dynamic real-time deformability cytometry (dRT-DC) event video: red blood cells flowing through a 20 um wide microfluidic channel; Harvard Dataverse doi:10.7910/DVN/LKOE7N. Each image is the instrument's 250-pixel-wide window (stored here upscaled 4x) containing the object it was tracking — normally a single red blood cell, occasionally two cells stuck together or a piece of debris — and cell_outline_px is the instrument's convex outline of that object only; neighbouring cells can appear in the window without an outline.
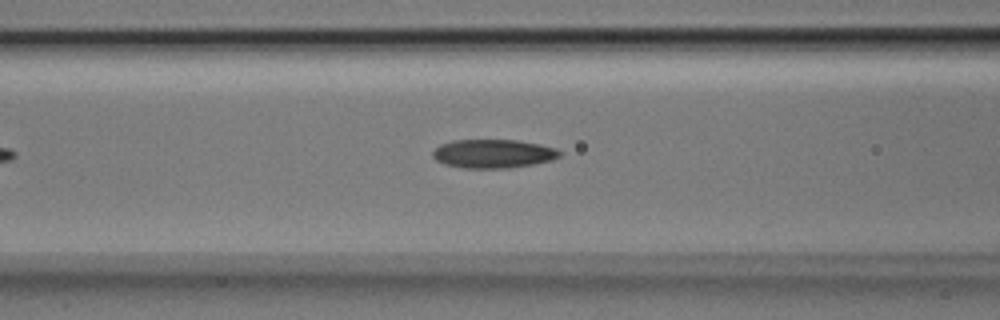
{"species": "Egyptian fruit bat (a non-hibernating species)", "species_latin": "Rousettus aegyptiacus", "temperature_condition": "room temperature", "stored_images_in_passage": 33, "camera_frame_rate_fps": 3000, "um_per_image_px": 0.085, "animal": {"sex": "male"}, "frame": {"image": 1, "passage_image": 12, "time_ms": 3.667, "image_size_px": [1000, 320], "cell_outline_px": [[560, 156], [552, 160], [532, 164], [508, 168], [464, 168], [444, 164], [436, 160], [432, 156], [432, 152], [440, 144], [452, 140], [516, 140], [540, 144], [556, 148], [560, 152]], "centroid_in_image_um": [41.9, 13.06], "position_along_channel_um": 124.7, "area_um2": 21.21}}
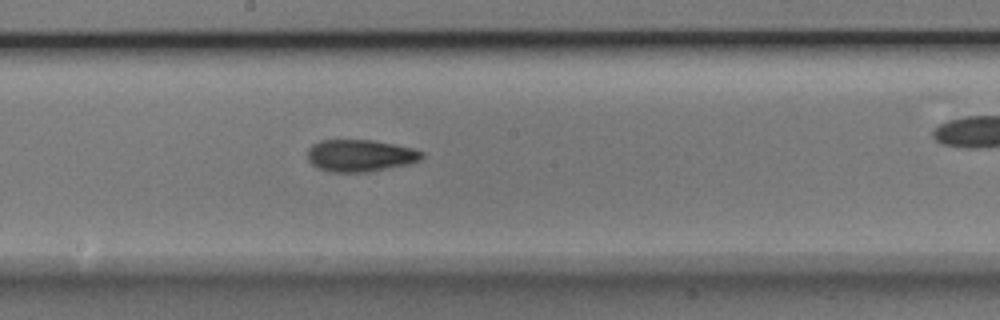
{"frame": {"image": 2, "passage_image": 19, "time_ms": 6.0, "image_size_px": [1000, 320], "cell_outline_px": [[424, 156], [420, 160], [408, 164], [368, 172], [328, 172], [316, 168], [308, 160], [308, 148], [312, 144], [320, 140], [372, 140], [396, 144], [412, 148], [424, 152]], "centroid_in_image_um": [30.6, 13.22], "position_along_channel_um": 217.6, "area_um2": 21.56}}
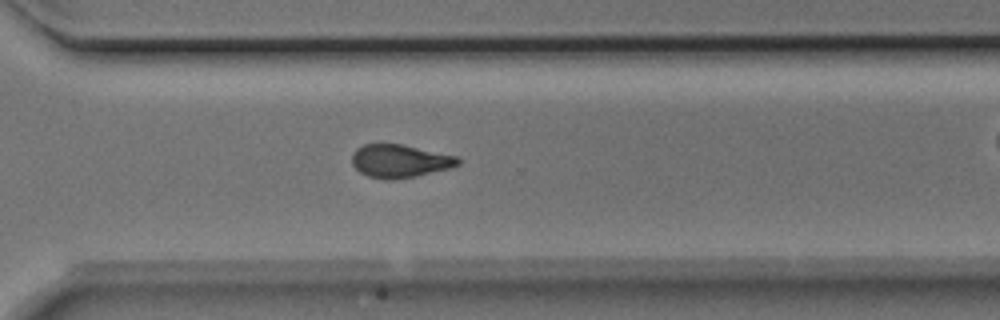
{"frame": {"image": 3, "passage_image": 28, "time_ms": 9.0, "image_size_px": [1000, 320], "cell_outline_px": [[460, 164], [452, 168], [416, 176], [392, 180], [388, 180], [368, 176], [360, 172], [352, 164], [352, 152], [356, 148], [364, 144], [400, 144], [460, 156]], "centroid_in_image_um": [34.01, 13.69], "position_along_channel_um": 336.6, "area_um2": 20.63}}